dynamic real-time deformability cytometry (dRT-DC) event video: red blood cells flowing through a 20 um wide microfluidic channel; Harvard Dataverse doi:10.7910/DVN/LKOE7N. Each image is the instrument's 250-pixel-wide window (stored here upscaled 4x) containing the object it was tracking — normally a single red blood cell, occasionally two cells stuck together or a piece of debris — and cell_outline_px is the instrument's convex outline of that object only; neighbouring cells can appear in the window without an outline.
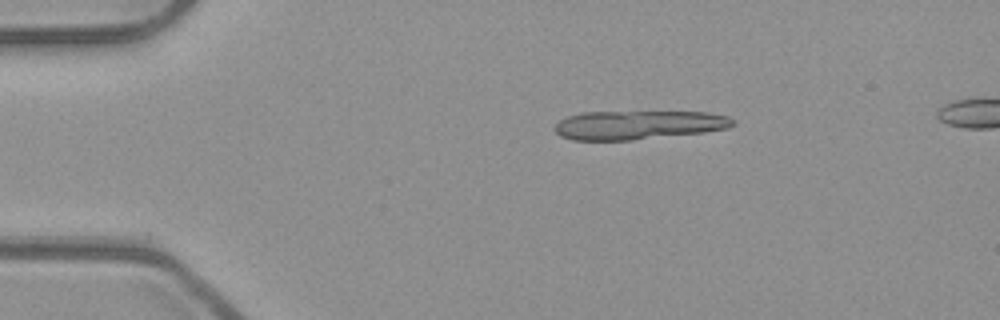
{"species": "common noctule bat (a hibernating species)", "species_latin": "Nyctalus noctula", "temperature_condition": "room temperature", "stored_images_in_passage": 7, "segment_of_instrument_passage": [1, 2], "camera_frame_rate_fps": 3000, "um_per_image_px": 0.085, "animal": {"sex": "male", "body_mass_g": 23.1, "forearm_length_mm": 52.7}, "frame": {"image": 1, "passage_image": 1, "time_ms": 0.0, "image_size_px": [1000, 320], "cell_outline_px": [[736, 124], [728, 128], [704, 132], [632, 140], [572, 140], [560, 136], [552, 128], [560, 120], [568, 116], [580, 112], [708, 112], [728, 116], [736, 120]], "centroid_in_image_um": [54.26, 10.62], "position_along_channel_um": 30.7, "area_um2": 30.11}}